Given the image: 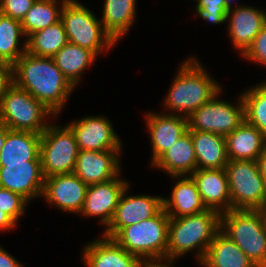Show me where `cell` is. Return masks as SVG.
I'll use <instances>...</instances> for the list:
<instances>
[{
	"instance_id": "obj_17",
	"label": "cell",
	"mask_w": 266,
	"mask_h": 267,
	"mask_svg": "<svg viewBox=\"0 0 266 267\" xmlns=\"http://www.w3.org/2000/svg\"><path fill=\"white\" fill-rule=\"evenodd\" d=\"M190 176L195 181L207 209L218 211L220 214L232 209L225 168L197 169Z\"/></svg>"
},
{
	"instance_id": "obj_44",
	"label": "cell",
	"mask_w": 266,
	"mask_h": 267,
	"mask_svg": "<svg viewBox=\"0 0 266 267\" xmlns=\"http://www.w3.org/2000/svg\"><path fill=\"white\" fill-rule=\"evenodd\" d=\"M226 6L231 9V0H225Z\"/></svg>"
},
{
	"instance_id": "obj_11",
	"label": "cell",
	"mask_w": 266,
	"mask_h": 267,
	"mask_svg": "<svg viewBox=\"0 0 266 267\" xmlns=\"http://www.w3.org/2000/svg\"><path fill=\"white\" fill-rule=\"evenodd\" d=\"M124 190L117 205L114 217L104 230V236L112 238L121 228L148 220L163 209V197L147 195L127 196Z\"/></svg>"
},
{
	"instance_id": "obj_20",
	"label": "cell",
	"mask_w": 266,
	"mask_h": 267,
	"mask_svg": "<svg viewBox=\"0 0 266 267\" xmlns=\"http://www.w3.org/2000/svg\"><path fill=\"white\" fill-rule=\"evenodd\" d=\"M227 19H229L228 31L233 45L241 50L243 55L266 25V12L251 6H239L234 10H228Z\"/></svg>"
},
{
	"instance_id": "obj_21",
	"label": "cell",
	"mask_w": 266,
	"mask_h": 267,
	"mask_svg": "<svg viewBox=\"0 0 266 267\" xmlns=\"http://www.w3.org/2000/svg\"><path fill=\"white\" fill-rule=\"evenodd\" d=\"M41 134L31 131L9 130L0 151V167L7 164L41 161Z\"/></svg>"
},
{
	"instance_id": "obj_2",
	"label": "cell",
	"mask_w": 266,
	"mask_h": 267,
	"mask_svg": "<svg viewBox=\"0 0 266 267\" xmlns=\"http://www.w3.org/2000/svg\"><path fill=\"white\" fill-rule=\"evenodd\" d=\"M220 213L207 209L203 212L170 217L166 261L172 264L175 258L199 248L197 257L202 261L215 235L220 231Z\"/></svg>"
},
{
	"instance_id": "obj_28",
	"label": "cell",
	"mask_w": 266,
	"mask_h": 267,
	"mask_svg": "<svg viewBox=\"0 0 266 267\" xmlns=\"http://www.w3.org/2000/svg\"><path fill=\"white\" fill-rule=\"evenodd\" d=\"M135 0H105L103 17L104 29L118 41L129 30L135 17Z\"/></svg>"
},
{
	"instance_id": "obj_32",
	"label": "cell",
	"mask_w": 266,
	"mask_h": 267,
	"mask_svg": "<svg viewBox=\"0 0 266 267\" xmlns=\"http://www.w3.org/2000/svg\"><path fill=\"white\" fill-rule=\"evenodd\" d=\"M245 121L256 127L266 140V85H256L242 95Z\"/></svg>"
},
{
	"instance_id": "obj_10",
	"label": "cell",
	"mask_w": 266,
	"mask_h": 267,
	"mask_svg": "<svg viewBox=\"0 0 266 267\" xmlns=\"http://www.w3.org/2000/svg\"><path fill=\"white\" fill-rule=\"evenodd\" d=\"M219 94L188 117L190 131H206L226 137L245 121L242 96L236 107L217 99Z\"/></svg>"
},
{
	"instance_id": "obj_38",
	"label": "cell",
	"mask_w": 266,
	"mask_h": 267,
	"mask_svg": "<svg viewBox=\"0 0 266 267\" xmlns=\"http://www.w3.org/2000/svg\"><path fill=\"white\" fill-rule=\"evenodd\" d=\"M0 267H23L14 257L0 247Z\"/></svg>"
},
{
	"instance_id": "obj_6",
	"label": "cell",
	"mask_w": 266,
	"mask_h": 267,
	"mask_svg": "<svg viewBox=\"0 0 266 267\" xmlns=\"http://www.w3.org/2000/svg\"><path fill=\"white\" fill-rule=\"evenodd\" d=\"M68 42L93 51H108L117 43L91 11L76 0H67L61 11Z\"/></svg>"
},
{
	"instance_id": "obj_25",
	"label": "cell",
	"mask_w": 266,
	"mask_h": 267,
	"mask_svg": "<svg viewBox=\"0 0 266 267\" xmlns=\"http://www.w3.org/2000/svg\"><path fill=\"white\" fill-rule=\"evenodd\" d=\"M171 195L169 199L163 198V209L169 217L189 216L207 210L191 176L180 179Z\"/></svg>"
},
{
	"instance_id": "obj_15",
	"label": "cell",
	"mask_w": 266,
	"mask_h": 267,
	"mask_svg": "<svg viewBox=\"0 0 266 267\" xmlns=\"http://www.w3.org/2000/svg\"><path fill=\"white\" fill-rule=\"evenodd\" d=\"M120 150H79L73 173L87 185L116 178L120 172Z\"/></svg>"
},
{
	"instance_id": "obj_43",
	"label": "cell",
	"mask_w": 266,
	"mask_h": 267,
	"mask_svg": "<svg viewBox=\"0 0 266 267\" xmlns=\"http://www.w3.org/2000/svg\"><path fill=\"white\" fill-rule=\"evenodd\" d=\"M263 214L265 226H266V201L263 203L262 207L259 209Z\"/></svg>"
},
{
	"instance_id": "obj_8",
	"label": "cell",
	"mask_w": 266,
	"mask_h": 267,
	"mask_svg": "<svg viewBox=\"0 0 266 267\" xmlns=\"http://www.w3.org/2000/svg\"><path fill=\"white\" fill-rule=\"evenodd\" d=\"M225 170L232 209L259 210L266 201V186L257 161L228 160Z\"/></svg>"
},
{
	"instance_id": "obj_14",
	"label": "cell",
	"mask_w": 266,
	"mask_h": 267,
	"mask_svg": "<svg viewBox=\"0 0 266 267\" xmlns=\"http://www.w3.org/2000/svg\"><path fill=\"white\" fill-rule=\"evenodd\" d=\"M128 182L118 176L110 181L88 185L84 205L80 213L86 216H101L106 228L111 223L121 195Z\"/></svg>"
},
{
	"instance_id": "obj_39",
	"label": "cell",
	"mask_w": 266,
	"mask_h": 267,
	"mask_svg": "<svg viewBox=\"0 0 266 267\" xmlns=\"http://www.w3.org/2000/svg\"><path fill=\"white\" fill-rule=\"evenodd\" d=\"M256 161L258 163L260 175L262 176L266 186V146L264 147L263 151Z\"/></svg>"
},
{
	"instance_id": "obj_24",
	"label": "cell",
	"mask_w": 266,
	"mask_h": 267,
	"mask_svg": "<svg viewBox=\"0 0 266 267\" xmlns=\"http://www.w3.org/2000/svg\"><path fill=\"white\" fill-rule=\"evenodd\" d=\"M265 146L261 132L246 121L226 136L228 160L256 161Z\"/></svg>"
},
{
	"instance_id": "obj_3",
	"label": "cell",
	"mask_w": 266,
	"mask_h": 267,
	"mask_svg": "<svg viewBox=\"0 0 266 267\" xmlns=\"http://www.w3.org/2000/svg\"><path fill=\"white\" fill-rule=\"evenodd\" d=\"M165 98V106L189 117L220 92V86L205 72L197 59L185 61Z\"/></svg>"
},
{
	"instance_id": "obj_26",
	"label": "cell",
	"mask_w": 266,
	"mask_h": 267,
	"mask_svg": "<svg viewBox=\"0 0 266 267\" xmlns=\"http://www.w3.org/2000/svg\"><path fill=\"white\" fill-rule=\"evenodd\" d=\"M200 263L204 267H256L236 243L221 231L215 235Z\"/></svg>"
},
{
	"instance_id": "obj_9",
	"label": "cell",
	"mask_w": 266,
	"mask_h": 267,
	"mask_svg": "<svg viewBox=\"0 0 266 267\" xmlns=\"http://www.w3.org/2000/svg\"><path fill=\"white\" fill-rule=\"evenodd\" d=\"M79 148L69 126L48 125L41 134L40 158L45 178L73 173Z\"/></svg>"
},
{
	"instance_id": "obj_31",
	"label": "cell",
	"mask_w": 266,
	"mask_h": 267,
	"mask_svg": "<svg viewBox=\"0 0 266 267\" xmlns=\"http://www.w3.org/2000/svg\"><path fill=\"white\" fill-rule=\"evenodd\" d=\"M20 35L25 36L21 22L0 13V61L14 64L26 52V41L18 48Z\"/></svg>"
},
{
	"instance_id": "obj_4",
	"label": "cell",
	"mask_w": 266,
	"mask_h": 267,
	"mask_svg": "<svg viewBox=\"0 0 266 267\" xmlns=\"http://www.w3.org/2000/svg\"><path fill=\"white\" fill-rule=\"evenodd\" d=\"M169 220V215L162 209L148 220L121 228L112 239L147 264L166 262Z\"/></svg>"
},
{
	"instance_id": "obj_7",
	"label": "cell",
	"mask_w": 266,
	"mask_h": 267,
	"mask_svg": "<svg viewBox=\"0 0 266 267\" xmlns=\"http://www.w3.org/2000/svg\"><path fill=\"white\" fill-rule=\"evenodd\" d=\"M50 114L55 116L42 102L15 84L0 98V123L10 130L42 134L48 127L44 117Z\"/></svg>"
},
{
	"instance_id": "obj_42",
	"label": "cell",
	"mask_w": 266,
	"mask_h": 267,
	"mask_svg": "<svg viewBox=\"0 0 266 267\" xmlns=\"http://www.w3.org/2000/svg\"><path fill=\"white\" fill-rule=\"evenodd\" d=\"M148 267H172V266H169L166 263L162 264V263H160V261H157V262H153V263L148 264Z\"/></svg>"
},
{
	"instance_id": "obj_37",
	"label": "cell",
	"mask_w": 266,
	"mask_h": 267,
	"mask_svg": "<svg viewBox=\"0 0 266 267\" xmlns=\"http://www.w3.org/2000/svg\"><path fill=\"white\" fill-rule=\"evenodd\" d=\"M14 84L13 64L0 61V98Z\"/></svg>"
},
{
	"instance_id": "obj_1",
	"label": "cell",
	"mask_w": 266,
	"mask_h": 267,
	"mask_svg": "<svg viewBox=\"0 0 266 267\" xmlns=\"http://www.w3.org/2000/svg\"><path fill=\"white\" fill-rule=\"evenodd\" d=\"M13 77L15 85L42 102L55 117L74 88L53 58L28 52L13 64Z\"/></svg>"
},
{
	"instance_id": "obj_22",
	"label": "cell",
	"mask_w": 266,
	"mask_h": 267,
	"mask_svg": "<svg viewBox=\"0 0 266 267\" xmlns=\"http://www.w3.org/2000/svg\"><path fill=\"white\" fill-rule=\"evenodd\" d=\"M170 176L179 178L197 170V160L190 130L188 129L173 146L166 150L153 164Z\"/></svg>"
},
{
	"instance_id": "obj_40",
	"label": "cell",
	"mask_w": 266,
	"mask_h": 267,
	"mask_svg": "<svg viewBox=\"0 0 266 267\" xmlns=\"http://www.w3.org/2000/svg\"><path fill=\"white\" fill-rule=\"evenodd\" d=\"M15 222L3 211L0 209V230H10L15 226Z\"/></svg>"
},
{
	"instance_id": "obj_34",
	"label": "cell",
	"mask_w": 266,
	"mask_h": 267,
	"mask_svg": "<svg viewBox=\"0 0 266 267\" xmlns=\"http://www.w3.org/2000/svg\"><path fill=\"white\" fill-rule=\"evenodd\" d=\"M28 200L18 193L0 187V209L3 210L16 224L23 214Z\"/></svg>"
},
{
	"instance_id": "obj_12",
	"label": "cell",
	"mask_w": 266,
	"mask_h": 267,
	"mask_svg": "<svg viewBox=\"0 0 266 267\" xmlns=\"http://www.w3.org/2000/svg\"><path fill=\"white\" fill-rule=\"evenodd\" d=\"M88 185L74 173L52 175L44 180L42 196L67 212L80 213Z\"/></svg>"
},
{
	"instance_id": "obj_30",
	"label": "cell",
	"mask_w": 266,
	"mask_h": 267,
	"mask_svg": "<svg viewBox=\"0 0 266 267\" xmlns=\"http://www.w3.org/2000/svg\"><path fill=\"white\" fill-rule=\"evenodd\" d=\"M62 6L57 8V0H36L22 20V30L25 36L53 25L61 20Z\"/></svg>"
},
{
	"instance_id": "obj_29",
	"label": "cell",
	"mask_w": 266,
	"mask_h": 267,
	"mask_svg": "<svg viewBox=\"0 0 266 267\" xmlns=\"http://www.w3.org/2000/svg\"><path fill=\"white\" fill-rule=\"evenodd\" d=\"M25 40L26 52L35 56L50 58L68 43L67 34L61 20L32 33Z\"/></svg>"
},
{
	"instance_id": "obj_16",
	"label": "cell",
	"mask_w": 266,
	"mask_h": 267,
	"mask_svg": "<svg viewBox=\"0 0 266 267\" xmlns=\"http://www.w3.org/2000/svg\"><path fill=\"white\" fill-rule=\"evenodd\" d=\"M44 180L41 161L0 167V187L20 194L28 201L42 195Z\"/></svg>"
},
{
	"instance_id": "obj_13",
	"label": "cell",
	"mask_w": 266,
	"mask_h": 267,
	"mask_svg": "<svg viewBox=\"0 0 266 267\" xmlns=\"http://www.w3.org/2000/svg\"><path fill=\"white\" fill-rule=\"evenodd\" d=\"M73 131L79 150H121V140L105 117H84L68 125Z\"/></svg>"
},
{
	"instance_id": "obj_18",
	"label": "cell",
	"mask_w": 266,
	"mask_h": 267,
	"mask_svg": "<svg viewBox=\"0 0 266 267\" xmlns=\"http://www.w3.org/2000/svg\"><path fill=\"white\" fill-rule=\"evenodd\" d=\"M103 237L85 247L83 261L87 267H148L142 258L128 253L112 238Z\"/></svg>"
},
{
	"instance_id": "obj_19",
	"label": "cell",
	"mask_w": 266,
	"mask_h": 267,
	"mask_svg": "<svg viewBox=\"0 0 266 267\" xmlns=\"http://www.w3.org/2000/svg\"><path fill=\"white\" fill-rule=\"evenodd\" d=\"M146 115L153 149V164L188 130V117L171 112L169 115H157L156 113Z\"/></svg>"
},
{
	"instance_id": "obj_33",
	"label": "cell",
	"mask_w": 266,
	"mask_h": 267,
	"mask_svg": "<svg viewBox=\"0 0 266 267\" xmlns=\"http://www.w3.org/2000/svg\"><path fill=\"white\" fill-rule=\"evenodd\" d=\"M196 11L204 20L220 24L227 20L229 8L225 0H197Z\"/></svg>"
},
{
	"instance_id": "obj_41",
	"label": "cell",
	"mask_w": 266,
	"mask_h": 267,
	"mask_svg": "<svg viewBox=\"0 0 266 267\" xmlns=\"http://www.w3.org/2000/svg\"><path fill=\"white\" fill-rule=\"evenodd\" d=\"M9 130L10 129L6 125H4L3 123H0V151L2 147L4 146V142L7 137V132Z\"/></svg>"
},
{
	"instance_id": "obj_35",
	"label": "cell",
	"mask_w": 266,
	"mask_h": 267,
	"mask_svg": "<svg viewBox=\"0 0 266 267\" xmlns=\"http://www.w3.org/2000/svg\"><path fill=\"white\" fill-rule=\"evenodd\" d=\"M35 1L36 0H0V13L22 22Z\"/></svg>"
},
{
	"instance_id": "obj_5",
	"label": "cell",
	"mask_w": 266,
	"mask_h": 267,
	"mask_svg": "<svg viewBox=\"0 0 266 267\" xmlns=\"http://www.w3.org/2000/svg\"><path fill=\"white\" fill-rule=\"evenodd\" d=\"M220 231L256 265L266 267V226L260 210L231 209L220 215Z\"/></svg>"
},
{
	"instance_id": "obj_36",
	"label": "cell",
	"mask_w": 266,
	"mask_h": 267,
	"mask_svg": "<svg viewBox=\"0 0 266 267\" xmlns=\"http://www.w3.org/2000/svg\"><path fill=\"white\" fill-rule=\"evenodd\" d=\"M243 56L248 60L263 63L266 66V25L256 35Z\"/></svg>"
},
{
	"instance_id": "obj_27",
	"label": "cell",
	"mask_w": 266,
	"mask_h": 267,
	"mask_svg": "<svg viewBox=\"0 0 266 267\" xmlns=\"http://www.w3.org/2000/svg\"><path fill=\"white\" fill-rule=\"evenodd\" d=\"M52 58L64 76L76 87L80 75L92 65L97 55L89 49L68 42Z\"/></svg>"
},
{
	"instance_id": "obj_23",
	"label": "cell",
	"mask_w": 266,
	"mask_h": 267,
	"mask_svg": "<svg viewBox=\"0 0 266 267\" xmlns=\"http://www.w3.org/2000/svg\"><path fill=\"white\" fill-rule=\"evenodd\" d=\"M197 169H221L228 163L226 137L206 131H190Z\"/></svg>"
}]
</instances>
